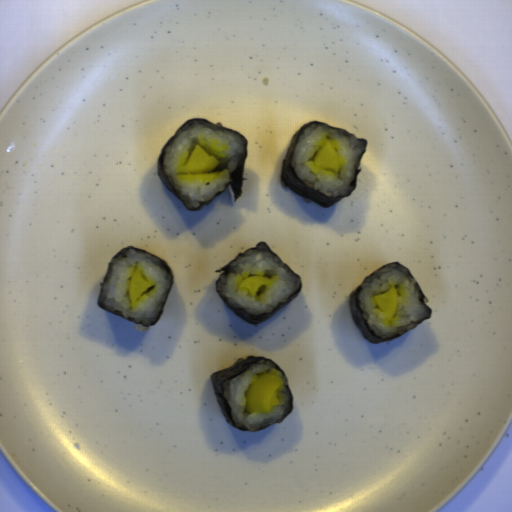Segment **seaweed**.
I'll list each match as a JSON object with an SVG mask.
<instances>
[{
  "instance_id": "seaweed-1",
  "label": "seaweed",
  "mask_w": 512,
  "mask_h": 512,
  "mask_svg": "<svg viewBox=\"0 0 512 512\" xmlns=\"http://www.w3.org/2000/svg\"><path fill=\"white\" fill-rule=\"evenodd\" d=\"M318 124L322 125V126H325V127H329V128L335 129V130L340 131L342 133L351 135V136H353V137H355V138L365 142V150H364V152H363V154L361 156V159H360V163H359L358 172H357V176H356L354 187H353L352 191L349 192L347 195H343V196H339V197L324 196V195L320 194L319 192H317V191L311 189L310 187L306 186L305 184H303L296 177V175H295V173H294V171H293V169L291 167V157L293 155V152H294V149H295V145H296L297 141L299 140L300 136L304 133V131L307 128H309L312 125H318ZM367 148H368V141H367V139L358 138L357 136H355L354 134L348 132L347 130H345L343 128L327 125V124H324V123L319 122L317 120L316 121H309L306 124H304L303 126H301L297 130V132L291 138L287 154L284 157L283 162H282V166H281V170H280V174H279L280 180H281V182L287 188H289L290 190H292L293 192H295L299 196H301L303 198H306L308 200H311V201L315 202L316 204L320 205L323 208H330V207L334 206L335 204H337L338 202H340L341 200H343L344 198H346L347 196L351 195L352 193H354L356 191V189H357L358 174L361 173L360 164H361V161H362V159H363V157H364V155H365V153L367 151Z\"/></svg>"
},
{
  "instance_id": "seaweed-2",
  "label": "seaweed",
  "mask_w": 512,
  "mask_h": 512,
  "mask_svg": "<svg viewBox=\"0 0 512 512\" xmlns=\"http://www.w3.org/2000/svg\"><path fill=\"white\" fill-rule=\"evenodd\" d=\"M206 124L208 126H211L213 128H216L218 130H222V131H227V132H232V133H237L240 138L243 140V145H244V153H243V157L242 159L240 160L239 164L237 165V167L235 168L231 178V182L230 184L228 185L232 191V194L236 200V202L238 201L241 193H242V187H243V173H244V164H245V160H246V156H247V140L244 138V136L229 128V127H226V126H223V125H220V124H214L213 122L209 121L208 119L206 118H194L190 121H188L187 123H185L184 125H182L181 127H179L170 137V139L168 140V142L165 144V146L162 148L160 154H159V158H158V161H157V169H158V176L159 178L161 179V181L163 182V184L165 185V187L167 188L168 191H170L171 193H173L177 199L184 205V207L187 209V210H192V211H199L200 209H202L203 207H207L211 201L213 199H215L216 197H218L219 195H221L223 192H225L228 188V186L225 188V190L218 194L217 196H215L214 198H212L210 201H206V202H203V203H200V207H198L197 209H188L186 207V205L182 202V200L179 198V196L177 195V193L175 192V190L173 189V187L171 186L169 180L167 179L166 175L164 174L163 172V167H162V159H163V155L168 147V145L170 144V142L176 138L183 130H185L188 126H190L191 124Z\"/></svg>"
},
{
  "instance_id": "seaweed-3",
  "label": "seaweed",
  "mask_w": 512,
  "mask_h": 512,
  "mask_svg": "<svg viewBox=\"0 0 512 512\" xmlns=\"http://www.w3.org/2000/svg\"><path fill=\"white\" fill-rule=\"evenodd\" d=\"M260 360H266V361H269V362H273L279 368V370L285 375L284 371L280 368V366L276 362H274V361H272V360H270L268 358H264V357H260V356H252V357H247V358H242V357L238 358L233 365L228 366V367H226V368H224L222 370H216L215 372L212 373V375L210 377L211 383H212V386H213V389H214V392H215V395H216V398H217V401H218V404H219V407H220V409H221V411H222V413H223L227 423L230 426H232L233 428H235L238 431H240V432H252V431L236 428L235 424L231 420L230 414H229V406H228V404H227V402H226V400L224 398L223 384L226 381L230 380V379L238 377L239 375H241L242 373L247 371L251 365L255 364L256 362H258ZM285 380H286V384H287V386L289 388L290 395H291L290 410H289L288 415L286 416V417H288L292 413V411H293L294 397H293L292 391L290 389V386H289V383H288L286 375H285ZM281 422H282V420L279 421L278 423H281ZM278 423H276V424H278ZM276 424L264 427V428L256 430V431H253V433L254 432H259V431H261L263 429H266L268 427H272V426H274Z\"/></svg>"
},
{
  "instance_id": "seaweed-4",
  "label": "seaweed",
  "mask_w": 512,
  "mask_h": 512,
  "mask_svg": "<svg viewBox=\"0 0 512 512\" xmlns=\"http://www.w3.org/2000/svg\"><path fill=\"white\" fill-rule=\"evenodd\" d=\"M398 264V263H395V262H390V263H387V264H384L382 265L381 267L383 266H386L388 264ZM401 266H403L402 264H399ZM381 267H379L378 269H380ZM405 267V266H403ZM406 268V267H405ZM376 269V270H378ZM408 269V268H407ZM375 270V271H376ZM373 271V272H375ZM409 271V269H408ZM372 272V273H373ZM410 272V271H409ZM372 273H370L369 275H367L363 281L360 283V285L355 288L350 294H349V307H350V313H351V316L353 318V321L354 323L356 324V326L359 328V330L362 332V334L365 336V338L368 340L369 343H374V344H379V343H384V342H389V341H392L394 339H397L399 337H402L403 335L409 333L410 331L414 330L415 328H417L418 326H420L421 324H423L424 322H426L427 320L430 319L431 317V313H432V310L429 306V298L423 293L421 287L419 286L417 280L415 279V277L412 275V273L410 272V274L413 276V278L416 280V283L421 291V294H422V299L426 305V307L430 310V316L427 318V319H422L415 327H413L411 330L405 332L404 334H402L401 336H395L393 338H390V339H387V340H381L377 337L374 336V334L371 332V330L369 329L364 317H363V311L357 301V297H358V293L361 289V286L362 284L364 283L365 279L370 276Z\"/></svg>"
},
{
  "instance_id": "seaweed-5",
  "label": "seaweed",
  "mask_w": 512,
  "mask_h": 512,
  "mask_svg": "<svg viewBox=\"0 0 512 512\" xmlns=\"http://www.w3.org/2000/svg\"><path fill=\"white\" fill-rule=\"evenodd\" d=\"M266 245L268 247V249L276 256L278 257L284 264L285 266L290 270V272L298 279V281L300 282L299 286H298V289L295 293H293L286 302H284L283 304H281L279 307H277L275 310H273L272 312H268L266 314H260V315H250L249 313L245 312L244 310L242 309H238V308H233L231 306V304L226 301L225 299L222 298V296L219 294L218 290H217V282L218 280L221 278V276L229 269L231 263L233 261H235L237 258H239L240 256H242L243 254H245L246 252H248L249 250L251 249H254L255 247H257L258 245ZM216 272H219V276L216 280V283H215V290H216V293L219 295V297L224 301V303L230 308V310L235 313L236 315H238L239 317L243 318L244 320H246L247 322H249L250 324L252 325H260L261 323H263L264 321H266L268 318H270L271 316H273L274 314H276L277 312H279L282 308H284L287 304H289L292 300H294L296 298V296L299 294V292L301 291V287H302V281H301V277L296 274L291 268L290 266L285 263L281 258L280 256L267 244L265 243L264 241L261 242V243H258L256 244L255 246L253 247H250L248 250H246L245 252H242V253H239L232 261L228 262L227 264L223 265L220 269L218 270H215Z\"/></svg>"
},
{
  "instance_id": "seaweed-6",
  "label": "seaweed",
  "mask_w": 512,
  "mask_h": 512,
  "mask_svg": "<svg viewBox=\"0 0 512 512\" xmlns=\"http://www.w3.org/2000/svg\"><path fill=\"white\" fill-rule=\"evenodd\" d=\"M126 249H131V250H134V251H138V252H141V253H144V254H147V255L153 256V257H155V258L161 259L160 257H158V256H156V255H153V254H151V253H148V252H146V251L139 250V249H136V248H133V247H128V246H127V247H125V248H123V249L119 250V251H118V252L113 256V258L111 259V261H110V263H109L108 270H107V272H106V274H105L104 278H103V279L101 280V282H100V292H99V296H98L97 304H98L99 308H101V309H103V310H105V311H107V312H109V313H111V314H113V315H116V316H118V317H120V318H122V319L128 320V321H130V322L136 323V322H134V321H132V320H130V319H128V318L122 317V316H121L120 314H118L117 312H112V311H110V310H108V309H106V308L102 307V306L100 305V303H99L102 284H103V282L105 281V279H106V277H107V275H108V273H109V270H110V268H111V266H112V264H113V262H114L115 258H116L120 253H122L123 251H125ZM161 260H162V262H163V264H164V266H165L166 270L168 271V273H169V274L171 275V277H172V287H171V289H170V291H169V293H168V296H167V298H166V300H165V302H164V305H163L162 311H161L160 315L158 316L157 320H156L152 325H148V326H147V325H141V324H139V323H136L137 325H141V326H144V327H148V328H149V327H151V326H153V325H155V324H157V323H158V321L160 320L161 316H162V315H163V313H164L165 305H166V301H167V299H168V297H169V295H170V293H171V291H172V288H173V286H174V276H173L172 269L170 268V266L167 264V262H166V261H164L163 259H161Z\"/></svg>"
}]
</instances>
